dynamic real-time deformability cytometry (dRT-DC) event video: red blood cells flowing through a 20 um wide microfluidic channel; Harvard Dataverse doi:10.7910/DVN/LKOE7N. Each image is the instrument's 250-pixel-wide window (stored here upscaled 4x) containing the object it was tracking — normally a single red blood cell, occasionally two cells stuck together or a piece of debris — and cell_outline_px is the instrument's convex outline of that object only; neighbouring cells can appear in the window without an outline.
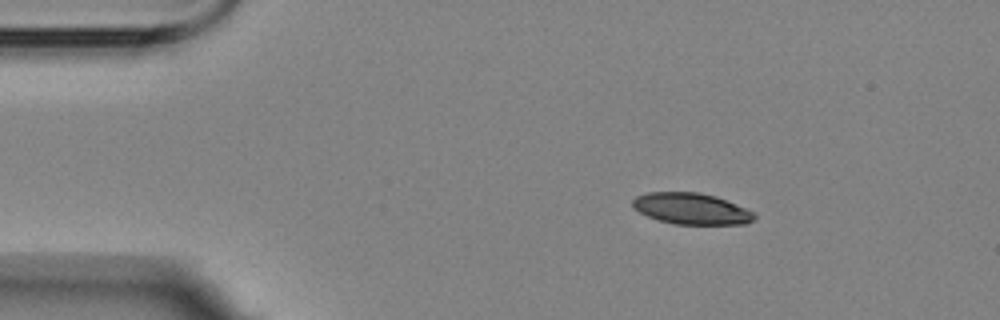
{"species": "Egyptian fruit bat (a non-hibernating species)", "species_latin": "Rousettus aegyptiacus", "temperature_condition": "room temperature", "stored_images_in_passage": 48, "camera_frame_rate_fps": 3000, "um_per_image_px": 0.085, "animal": {"sex": "female"}, "frame": {"image": 1, "passage_image": 1, "time_ms": 0.0, "image_size_px": [1000, 320], "cell_outline_px": [[756, 216], [748, 224], [676, 224], [660, 220], [648, 216], [632, 208], [632, 200], [636, 196], [648, 192], [700, 192], [716, 196], [756, 212]], "centroid_in_image_um": [58.78, 17.73], "position_along_channel_um": 26.2, "area_um2": 22.25}}
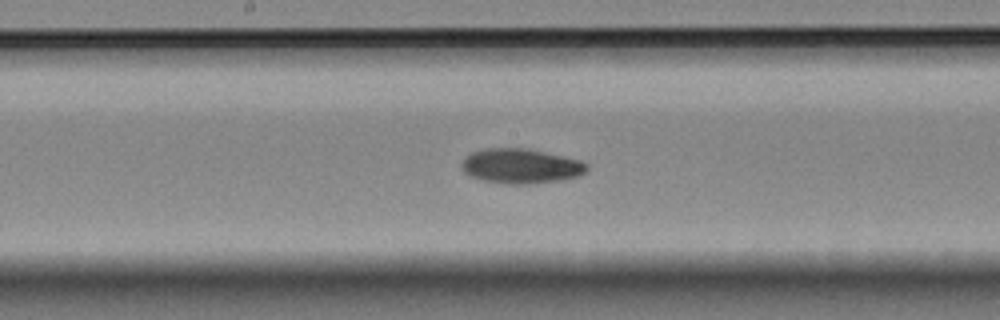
{"frame": {"image": 2, "passage_image": 21, "time_ms": 6.667, "image_size_px": [1000, 320], "cell_outline_px": [[588, 172], [580, 176], [560, 180], [528, 184], [508, 184], [480, 180], [468, 176], [464, 172], [460, 164], [464, 156], [472, 152], [484, 148], [528, 148], [580, 160], [588, 164]], "centroid_in_image_um": [44.25, 14.12], "position_along_channel_um": 203.9, "area_um2": 25.78}}
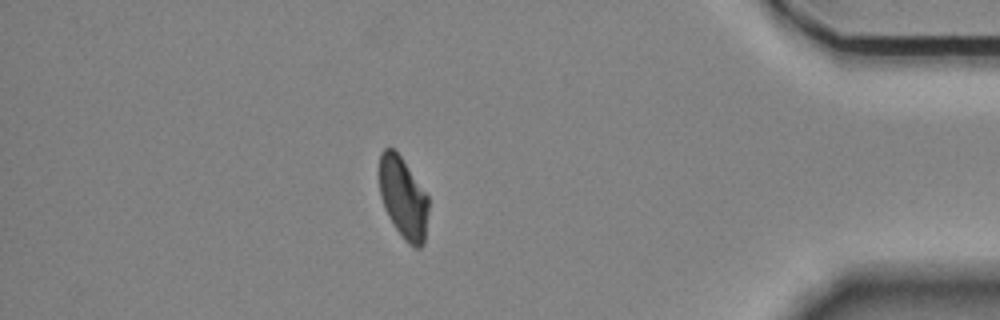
{"frame": {"image": 3, "passage_image": 41, "time_ms": 13.333, "image_size_px": [1000, 320], "cell_outline_px": [[428, 212], [424, 244], [420, 248], [416, 248], [408, 244], [404, 240], [388, 216], [384, 208], [380, 196], [380, 152], [384, 148], [392, 148], [400, 156], [428, 196]], "centroid_in_image_um": [34.28, 16.86], "position_along_channel_um": 400.9, "area_um2": 23.12}, "authors_computed_cell_mechanics": {"area_um2": 24.5939, "velocity_mm_per_s": 3.5483, "shape_relaxation_time_tau1_ms": 5.0358, "shape_relaxation_time_tau2_ms": 2.8926, "deformation_change_tau1": 0.1476, "deformation_change_tau2": 0.0646}}